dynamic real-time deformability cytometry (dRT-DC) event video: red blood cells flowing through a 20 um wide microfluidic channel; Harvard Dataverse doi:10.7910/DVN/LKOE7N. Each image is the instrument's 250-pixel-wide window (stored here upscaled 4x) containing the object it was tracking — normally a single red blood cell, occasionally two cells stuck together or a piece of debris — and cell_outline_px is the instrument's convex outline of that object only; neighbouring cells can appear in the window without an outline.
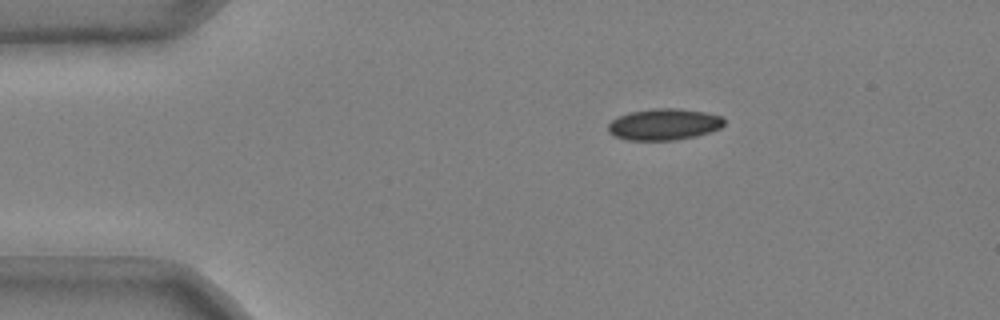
{"species": "common noctule bat (a hibernating species)", "species_latin": "Nyctalus noctula", "temperature_condition": "cold", "stored_images_in_passage": 40, "camera_frame_rate_fps": 3000, "um_per_image_px": 0.085, "animal": {"sex": "male", "body_mass_g": 20.4}, "frame": {"image": 1, "passage_image": 1, "time_ms": 0.0, "image_size_px": [1000, 320], "cell_outline_px": [[724, 124], [720, 128], [696, 136], [672, 140], [624, 140], [608, 132], [608, 124], [616, 116], [628, 112], [652, 108], [680, 108], [708, 112], [720, 116], [724, 120]], "centroid_in_image_um": [56.41, 10.55], "position_along_channel_um": 28.6, "area_um2": 21.44}}
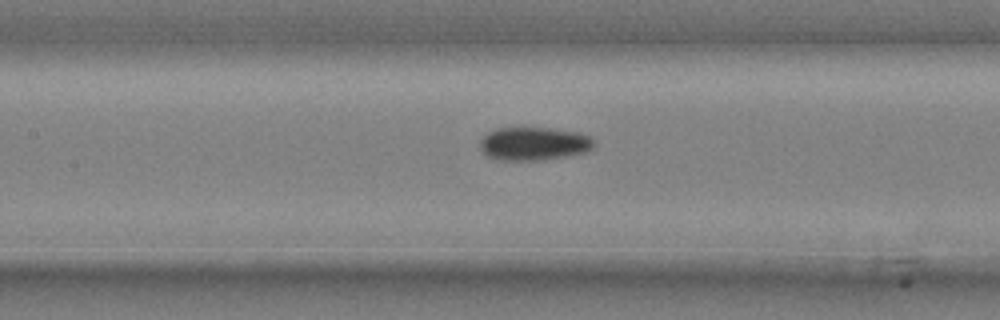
{"frame": {"image": 2, "passage_image": 16, "time_ms": 5.0, "image_size_px": [1000, 320], "cell_outline_px": [[596, 144], [592, 148], [584, 152], [544, 160], [500, 160], [488, 156], [480, 148], [480, 140], [488, 132], [496, 128], [520, 124], [552, 128], [580, 132], [592, 136]], "centroid_in_image_um": [45.38, 12.15], "position_along_channel_um": 162.0, "area_um2": 23.0}}
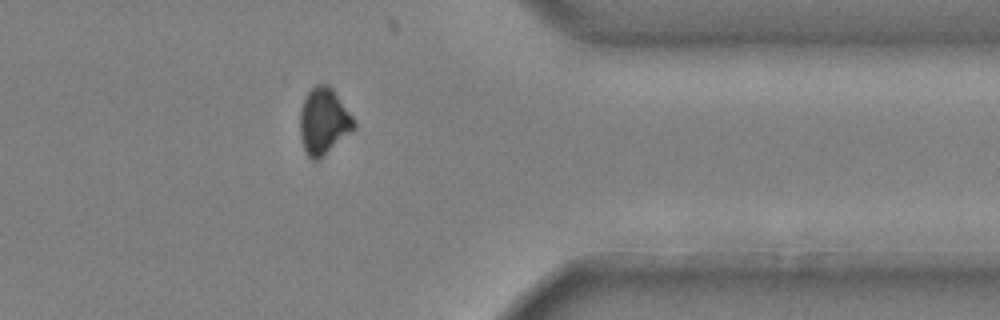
{"frame": {"image": 3, "passage_image": 35, "time_ms": 11.333, "image_size_px": [1000, 320], "cell_outline_px": [[356, 128], [352, 132], [320, 160], [312, 160], [308, 156], [304, 148], [300, 136], [300, 108], [304, 96], [316, 84], [328, 84], [332, 88], [356, 120]], "centroid_in_image_um": [27.53, 10.32], "position_along_channel_um": 383.9, "area_um2": 21.27}, "authors_computed_cell_mechanics": {"area_um2": 22.2241, "velocity_mm_per_s": 3.7064, "shape_relaxation_time_tau1_ms": 5.704, "shape_relaxation_time_tau2_ms": null, "deformation_change_tau1": 0.1036, "deformation_change_tau2": null}}